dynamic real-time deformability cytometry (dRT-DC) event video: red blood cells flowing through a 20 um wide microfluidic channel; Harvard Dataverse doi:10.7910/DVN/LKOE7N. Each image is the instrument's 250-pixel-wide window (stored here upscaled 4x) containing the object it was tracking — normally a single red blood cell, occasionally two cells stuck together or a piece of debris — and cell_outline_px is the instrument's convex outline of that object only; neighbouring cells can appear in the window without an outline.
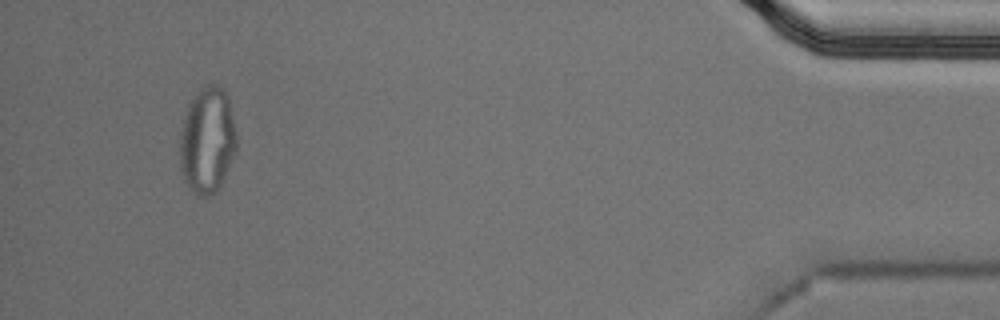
{"species": "Egyptian fruit bat (a non-hibernating species)", "species_latin": "Rousettus aegyptiacus", "temperature_condition": "cold", "stored_images_in_passage": 54, "segment_of_instrument_passage": [2, 2], "camera_frame_rate_fps": 3000, "um_per_image_px": 0.085, "animal": {"sex": "male"}, "frame": {"image": 1, "passage_image": 51, "time_ms": 16.667, "image_size_px": [1000, 320], "cell_outline_px": [[236, 148], [224, 180], [216, 192], [208, 196], [196, 196], [188, 188], [184, 180], [180, 168], [180, 132], [188, 104], [200, 88], [204, 84], [216, 84], [224, 88], [228, 100], [236, 132]], "centroid_in_image_um": [17.6, 11.95], "position_along_channel_um": 417.6, "area_um2": 35.32}}